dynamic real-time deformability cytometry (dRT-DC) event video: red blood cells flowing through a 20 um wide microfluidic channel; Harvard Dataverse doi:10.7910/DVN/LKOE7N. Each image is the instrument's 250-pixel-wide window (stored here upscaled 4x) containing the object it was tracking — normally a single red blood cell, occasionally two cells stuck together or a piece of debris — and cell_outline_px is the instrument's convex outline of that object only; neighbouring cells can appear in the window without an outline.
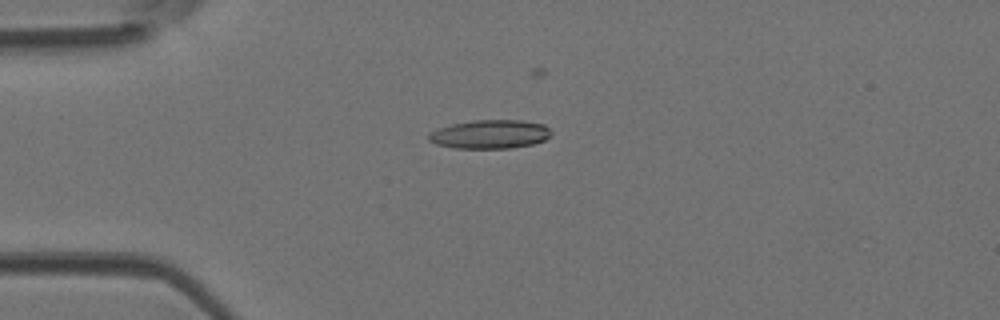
{"species": "Egyptian fruit bat (a non-hibernating species)", "species_latin": "Rousettus aegyptiacus", "temperature_condition": "room temperature", "stored_images_in_passage": 30, "camera_frame_rate_fps": 3000, "um_per_image_px": 0.085, "animal": {"sex": "female"}, "frame": {"image": 1, "passage_image": 3, "time_ms": 0.667, "image_size_px": [1000, 320], "cell_outline_px": [[552, 136], [544, 140], [532, 144], [508, 148], [456, 148], [436, 144], [428, 140], [428, 136], [436, 128], [452, 124], [472, 120], [520, 120], [544, 124], [552, 132]], "centroid_in_image_um": [41.66, 11.4], "position_along_channel_um": 43.3, "area_um2": 20.52}}
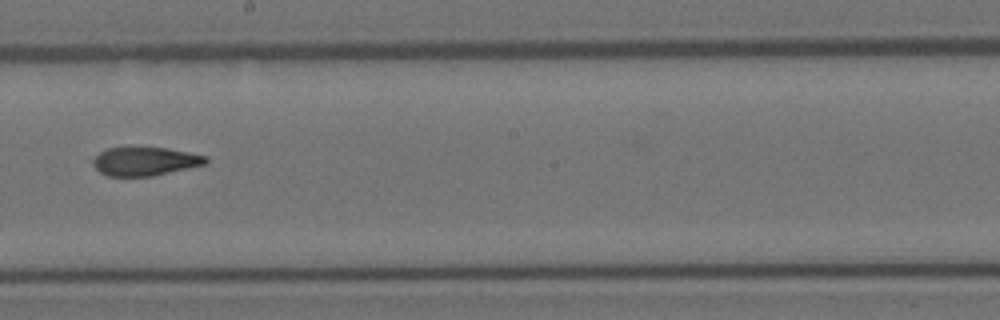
{"frame": {"image": 2, "passage_image": 18, "time_ms": 5.667, "image_size_px": [1000, 320], "cell_outline_px": [[208, 160], [204, 164], [152, 176], [108, 176], [100, 172], [92, 164], [92, 160], [100, 152], [108, 148], [128, 144], [164, 148], [188, 152], [208, 156]], "centroid_in_image_um": [12.26, 13.66], "position_along_channel_um": 235.9, "area_um2": 19.25}}
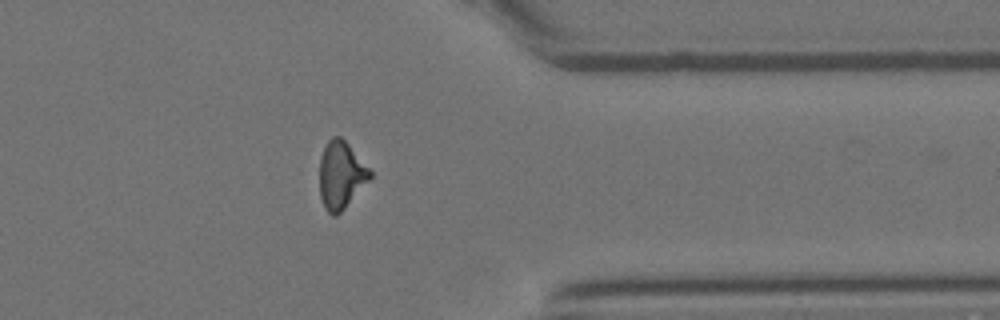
{"frame": {"image": 3, "passage_image": 29, "time_ms": 9.333, "image_size_px": [1000, 320], "cell_outline_px": [[372, 176], [344, 208], [336, 216], [332, 216], [324, 208], [320, 196], [320, 156], [328, 140], [332, 136], [340, 136], [348, 144], [372, 172]], "centroid_in_image_um": [28.96, 14.88], "position_along_channel_um": 382.4, "area_um2": 19.54}}